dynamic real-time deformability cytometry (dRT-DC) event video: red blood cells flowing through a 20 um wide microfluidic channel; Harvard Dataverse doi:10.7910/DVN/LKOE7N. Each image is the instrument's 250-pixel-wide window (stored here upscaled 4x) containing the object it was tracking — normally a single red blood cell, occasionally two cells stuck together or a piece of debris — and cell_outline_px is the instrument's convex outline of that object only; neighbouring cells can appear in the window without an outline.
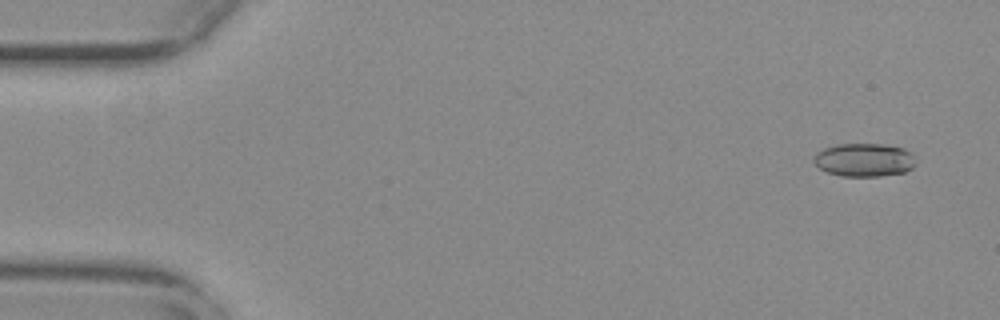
{"species": "common noctule bat (a hibernating species)", "species_latin": "Nyctalus noctula", "temperature_condition": "warm", "stored_images_in_passage": 56, "camera_frame_rate_fps": 3000, "um_per_image_px": 0.085, "animal": {"sex": "female", "body_mass_g": 29.2, "forearm_length_mm": 56.3}, "frame": {"image": 1, "passage_image": 4, "time_ms": 1.0, "image_size_px": [1000, 320], "cell_outline_px": [[916, 164], [912, 168], [904, 172], [880, 176], [840, 176], [828, 172], [820, 168], [812, 160], [812, 156], [816, 152], [824, 148], [836, 144], [884, 144], [904, 148], [912, 152]], "centroid_in_image_um": [73.45, 13.58], "position_along_channel_um": 11.5, "area_um2": 20.0}}
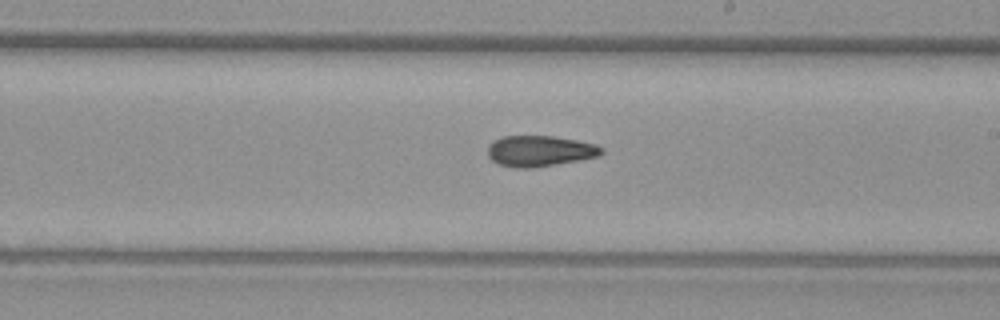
{"frame": {"image": 2, "passage_image": 33, "time_ms": 10.667, "image_size_px": [1000, 320], "cell_outline_px": [[604, 152], [596, 156], [580, 160], [532, 168], [516, 168], [496, 164], [488, 156], [488, 144], [492, 140], [504, 136], [552, 136], [576, 140], [596, 144], [604, 148]], "centroid_in_image_um": [45.85, 12.83], "position_along_channel_um": 243.2, "area_um2": 20.58}}
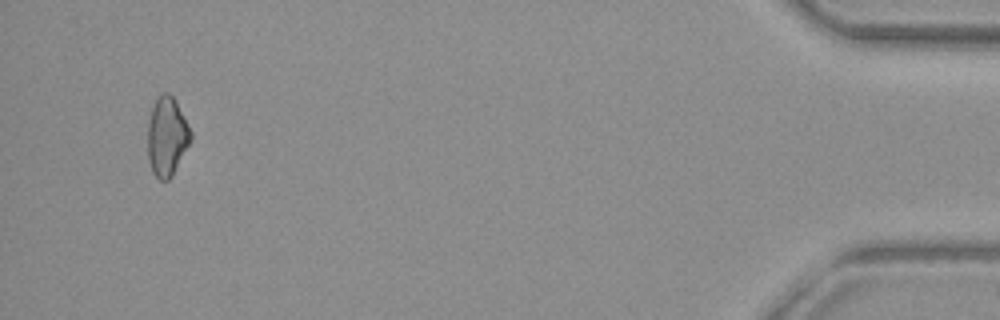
{"frame": {"image": 3, "passage_image": 54, "time_ms": 17.667, "image_size_px": [1000, 320], "cell_outline_px": [[192, 140], [172, 176], [168, 180], [160, 180], [152, 172], [148, 160], [148, 120], [156, 96], [160, 92], [168, 92], [172, 96], [192, 132]], "centroid_in_image_um": [14.18, 11.6], "position_along_channel_um": 421.0, "area_um2": 19.88}, "authors_computed_cell_mechanics": {"area_um2": 19.9988, "velocity_mm_per_s": 3.7397, "shape_relaxation_time_tau1_ms": null, "shape_relaxation_time_tau2_ms": 4.9425, "deformation_change_tau1": null, "deformation_change_tau2": 0.1086}}